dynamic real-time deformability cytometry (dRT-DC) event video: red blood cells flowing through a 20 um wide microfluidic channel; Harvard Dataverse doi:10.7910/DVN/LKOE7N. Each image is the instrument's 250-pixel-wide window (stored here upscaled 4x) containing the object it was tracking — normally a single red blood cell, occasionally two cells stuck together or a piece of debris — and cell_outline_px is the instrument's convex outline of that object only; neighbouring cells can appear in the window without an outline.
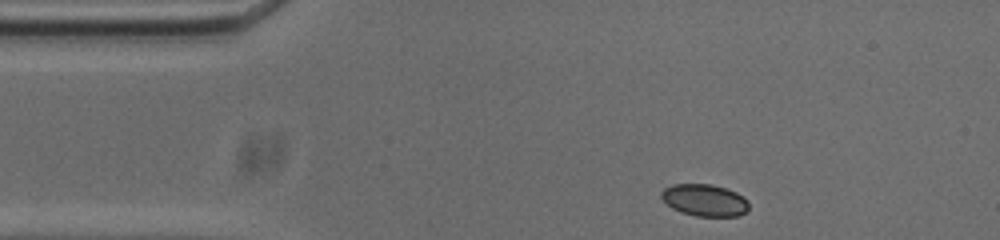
{"species": "common noctule bat (a hibernating species)", "species_latin": "Nyctalus noctula", "temperature_condition": "cold", "stored_images_in_passage": 47, "camera_frame_rate_fps": 3000, "um_per_image_px": 0.085, "animal": {"sex": "male", "body_mass_g": 20.0, "forearm_length_mm": 53.3}, "frame": {"image": 1, "passage_image": 1, "time_ms": 0.0, "image_size_px": [1000, 240], "cell_outline_px": [[748, 208], [744, 212], [736, 216], [696, 216], [680, 212], [672, 208], [660, 196], [660, 192], [664, 188], [672, 184], [712, 184], [728, 188], [736, 192], [748, 200]], "centroid_in_image_um": [59.88, 17.0], "position_along_channel_um": 25.1, "area_um2": 16.36}}
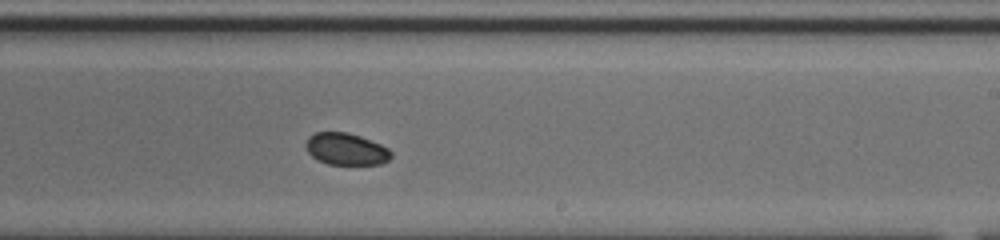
{"frame": {"image": 2, "passage_image": 24, "time_ms": 7.667, "image_size_px": [1000, 240], "cell_outline_px": [[392, 156], [388, 160], [380, 164], [328, 164], [312, 156], [308, 152], [304, 144], [308, 136], [316, 132], [348, 132], [360, 136], [380, 144], [388, 148], [392, 152]], "centroid_in_image_um": [29.4, 12.66], "position_along_channel_um": 259.6, "area_um2": 15.84}}
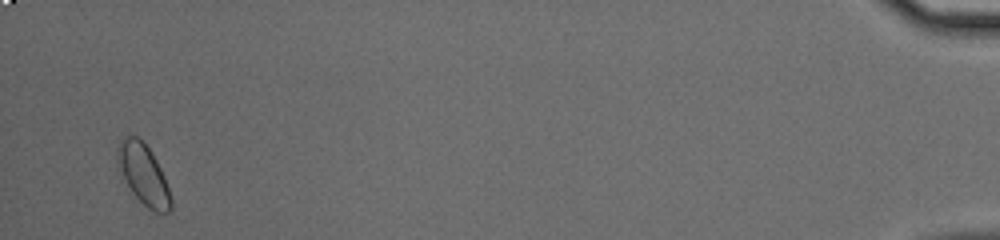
{"frame": {"image": 3, "passage_image": 45, "time_ms": 14.667, "image_size_px": [1000, 240], "cell_outline_px": [[172, 208], [168, 212], [156, 212], [148, 208], [132, 192], [116, 164], [116, 152], [120, 140], [128, 136], [136, 136], [148, 148], [160, 168], [164, 176], [172, 200]], "centroid_in_image_um": [12.18, 14.83], "position_along_channel_um": 423.0, "area_um2": 18.38}, "authors_computed_cell_mechanics": {"area_um2": 16.7042, "velocity_mm_per_s": 3.7093, "shape_relaxation_time_tau1_ms": 2.0003, "shape_relaxation_time_tau2_ms": null, "deformation_change_tau1": 0.0629, "deformation_change_tau2": null}}